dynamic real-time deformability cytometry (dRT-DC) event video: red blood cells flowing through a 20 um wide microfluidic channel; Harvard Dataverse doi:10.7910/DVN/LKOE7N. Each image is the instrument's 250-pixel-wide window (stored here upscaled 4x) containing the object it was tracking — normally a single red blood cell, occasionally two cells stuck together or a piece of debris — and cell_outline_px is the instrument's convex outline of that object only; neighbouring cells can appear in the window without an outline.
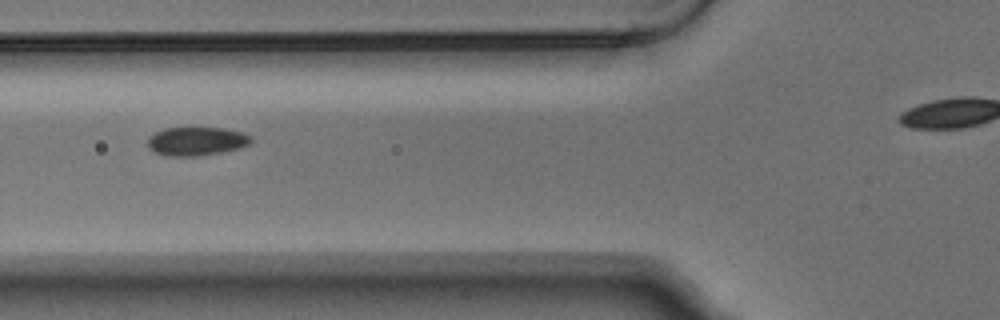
{"species": "Egyptian fruit bat (a non-hibernating species)", "species_latin": "Rousettus aegyptiacus", "temperature_condition": "warm", "stored_images_in_passage": 10, "segment_of_instrument_passage": [1, 2], "camera_frame_rate_fps": 3000, "um_per_image_px": 0.085, "animal": {"sex": "male"}, "frame": {"image": 1, "passage_image": 7, "time_ms": 2.0, "image_size_px": [1000, 320], "cell_outline_px": [[252, 144], [240, 148], [220, 152], [196, 156], [168, 156], [152, 152], [148, 148], [148, 136], [164, 128], [224, 128], [244, 132], [252, 136]], "centroid_in_image_um": [16.71, 12.0], "position_along_channel_um": 109.1, "area_um2": 17.46}}
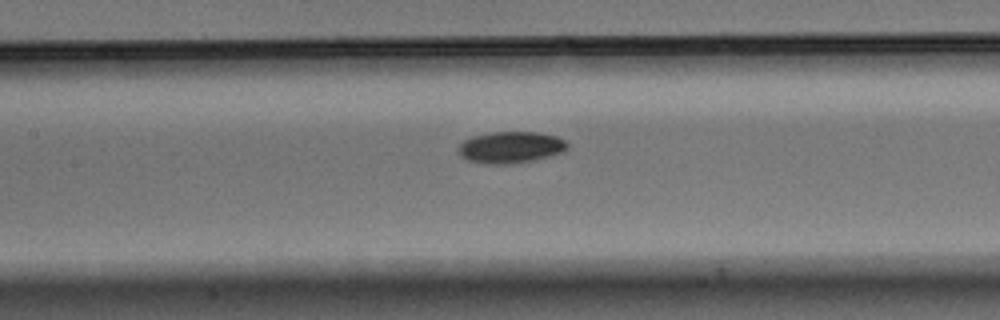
{"frame": {"image": 2, "passage_image": 9, "time_ms": 2.667, "image_size_px": [1000, 320], "cell_outline_px": [[568, 148], [564, 152], [552, 156], [536, 160], [512, 164], [484, 164], [468, 160], [460, 156], [460, 144], [464, 140], [472, 136], [488, 132], [536, 132], [556, 136], [564, 140], [568, 144]], "centroid_in_image_um": [43.44, 12.53], "position_along_channel_um": 164.0, "area_um2": 20.29}}